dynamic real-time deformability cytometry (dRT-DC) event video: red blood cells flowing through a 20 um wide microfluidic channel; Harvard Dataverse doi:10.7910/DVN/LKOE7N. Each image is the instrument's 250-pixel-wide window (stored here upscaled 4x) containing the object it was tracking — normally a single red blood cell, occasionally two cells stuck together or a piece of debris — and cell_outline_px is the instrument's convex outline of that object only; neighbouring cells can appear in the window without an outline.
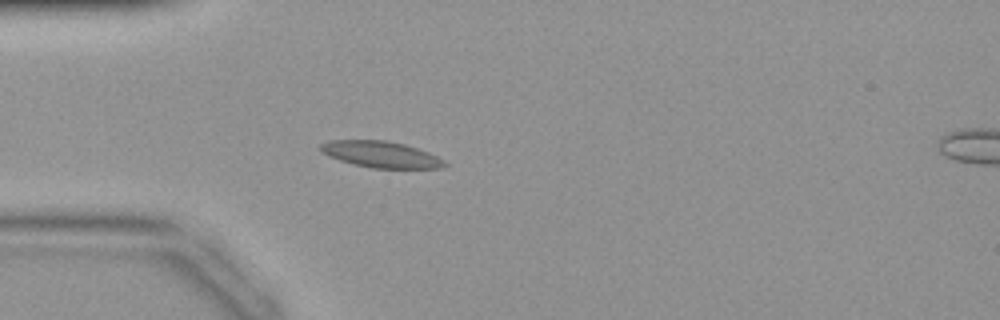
{"species": "common noctule bat (a hibernating species)", "species_latin": "Nyctalus noctula", "temperature_condition": "warm", "stored_images_in_passage": 31, "camera_frame_rate_fps": 3000, "um_per_image_px": 0.085, "animal": {"sex": "female", "body_mass_g": 19.9}, "frame": {"image": 1, "passage_image": 6, "time_ms": 1.667, "image_size_px": [1000, 320], "cell_outline_px": [[448, 164], [440, 168], [372, 168], [340, 160], [328, 156], [320, 152], [320, 144], [328, 140], [388, 140], [404, 144], [428, 152], [444, 160]], "centroid_in_image_um": [32.35, 13.11], "position_along_channel_um": 52.6, "area_um2": 18.96}}
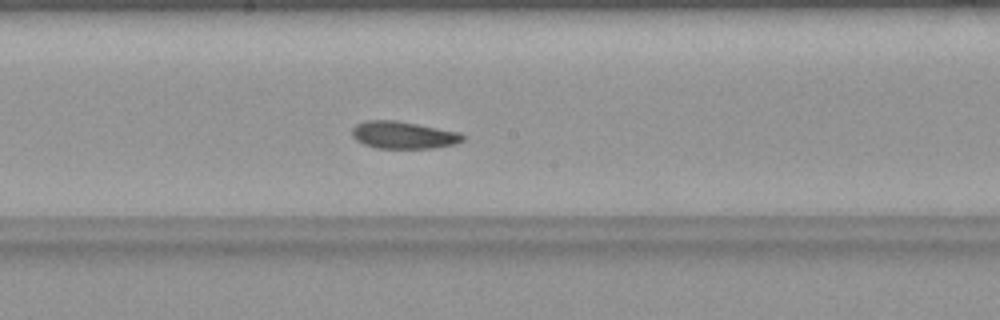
{"frame": {"image": 2, "passage_image": 17, "time_ms": 5.333, "image_size_px": [1000, 320], "cell_outline_px": [[464, 140], [456, 144], [432, 148], [376, 148], [364, 144], [356, 140], [352, 136], [352, 128], [356, 124], [364, 120], [396, 120], [460, 132], [464, 136]], "centroid_in_image_um": [34.27, 11.47], "position_along_channel_um": 213.9, "area_um2": 17.69}}
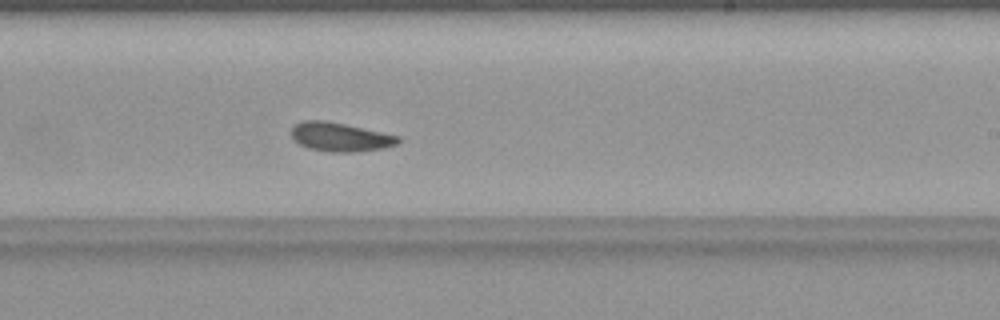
{"frame": {"image": 3, "passage_image": 20, "time_ms": 6.333, "image_size_px": [1000, 320], "cell_outline_px": [[400, 140], [396, 144], [384, 148], [352, 152], [332, 152], [308, 148], [292, 140], [292, 124], [304, 120], [324, 120], [344, 124], [400, 136]], "centroid_in_image_um": [28.87, 11.64], "position_along_channel_um": 260.1, "area_um2": 17.92}}